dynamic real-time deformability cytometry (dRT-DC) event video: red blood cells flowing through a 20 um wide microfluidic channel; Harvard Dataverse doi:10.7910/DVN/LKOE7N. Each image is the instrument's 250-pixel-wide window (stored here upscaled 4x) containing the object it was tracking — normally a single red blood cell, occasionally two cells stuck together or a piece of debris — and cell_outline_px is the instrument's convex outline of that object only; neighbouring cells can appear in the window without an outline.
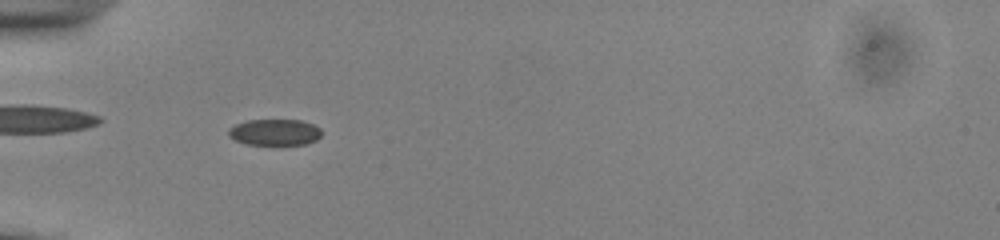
{"species": "common noctule bat (a hibernating species)", "species_latin": "Nyctalus noctula", "temperature_condition": "cold", "stored_images_in_passage": 33, "camera_frame_rate_fps": 3000, "um_per_image_px": 0.085, "animal": {"sex": "male", "body_mass_g": 13.0, "forearm_length_mm": 53.1}, "frame": {"image": 1, "passage_image": 2, "time_ms": 0.333, "image_size_px": [1000, 240], "cell_outline_px": [[320, 136], [316, 140], [308, 144], [244, 144], [228, 136], [228, 128], [236, 124], [248, 120], [300, 120], [312, 124], [320, 128]], "centroid_in_image_um": [23.33, 11.24], "position_along_channel_um": 61.7, "area_um2": 14.16}}
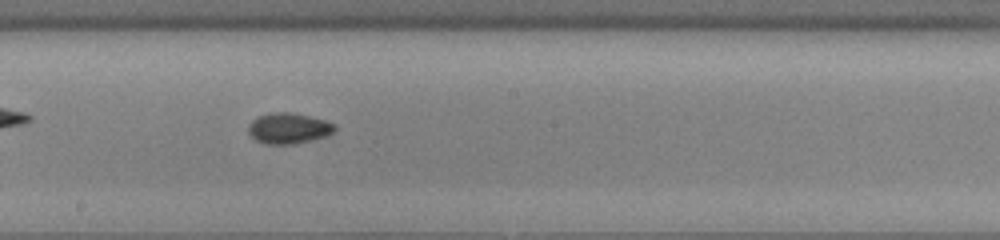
{"frame": {"image": 2, "passage_image": 15, "time_ms": 4.667, "image_size_px": [1000, 240], "cell_outline_px": [[336, 128], [332, 132], [324, 136], [296, 144], [264, 144], [256, 140], [248, 132], [248, 124], [252, 120], [268, 112], [292, 112], [324, 120], [336, 124]], "centroid_in_image_um": [24.5, 10.9], "position_along_channel_um": 223.7, "area_um2": 15.43}}
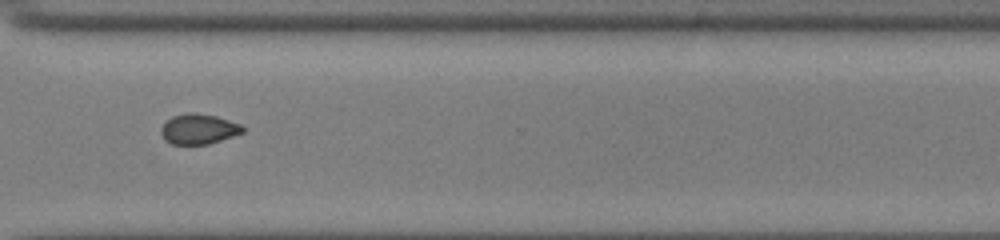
{"frame": {"image": 3, "passage_image": 25, "time_ms": 8.0, "image_size_px": [1000, 240], "cell_outline_px": [[244, 132], [208, 144], [172, 144], [164, 140], [160, 132], [160, 128], [172, 116], [188, 112], [196, 112], [216, 116], [240, 124], [244, 128]], "centroid_in_image_um": [16.86, 10.96], "position_along_channel_um": 353.7, "area_um2": 14.33}, "authors_computed_cell_mechanics": {"area_um2": 15.028, "velocity_mm_per_s": 3.9, "shape_relaxation_time_tau1_ms": 5.0368, "shape_relaxation_time_tau2_ms": 8.7929, "deformation_change_tau1": 0.0812, "deformation_change_tau2": 0.0963}}